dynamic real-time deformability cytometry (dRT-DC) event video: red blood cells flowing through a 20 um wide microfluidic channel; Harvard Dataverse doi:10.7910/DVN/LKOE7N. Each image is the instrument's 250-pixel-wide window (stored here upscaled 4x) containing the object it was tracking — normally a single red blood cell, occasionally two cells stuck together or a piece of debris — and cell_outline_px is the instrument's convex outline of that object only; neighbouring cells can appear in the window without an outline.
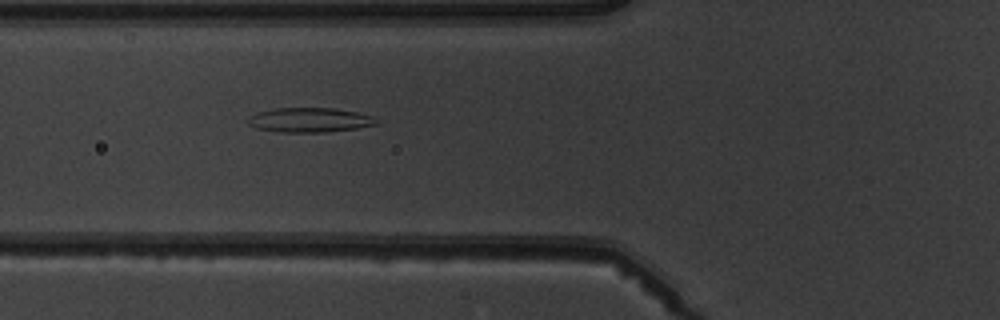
{"species": "common noctule bat (a hibernating species)", "species_latin": "Nyctalus noctula", "temperature_condition": "warm", "stored_images_in_passage": 3, "camera_frame_rate_fps": 3000, "um_per_image_px": 0.085, "animal": {"sex": "male", "body_mass_g": 19.5, "forearm_length_mm": 54.6}, "frame": {"image": 1, "passage_image": 3, "time_ms": 2.333, "image_size_px": [1000, 320], "cell_outline_px": [[376, 124], [356, 128], [324, 132], [280, 132], [256, 128], [248, 124], [248, 116], [260, 112], [276, 108], [332, 108], [356, 112], [372, 116], [376, 120]], "centroid_in_image_um": [26.28, 10.2], "position_along_channel_um": 99.5, "area_um2": 18.09}}